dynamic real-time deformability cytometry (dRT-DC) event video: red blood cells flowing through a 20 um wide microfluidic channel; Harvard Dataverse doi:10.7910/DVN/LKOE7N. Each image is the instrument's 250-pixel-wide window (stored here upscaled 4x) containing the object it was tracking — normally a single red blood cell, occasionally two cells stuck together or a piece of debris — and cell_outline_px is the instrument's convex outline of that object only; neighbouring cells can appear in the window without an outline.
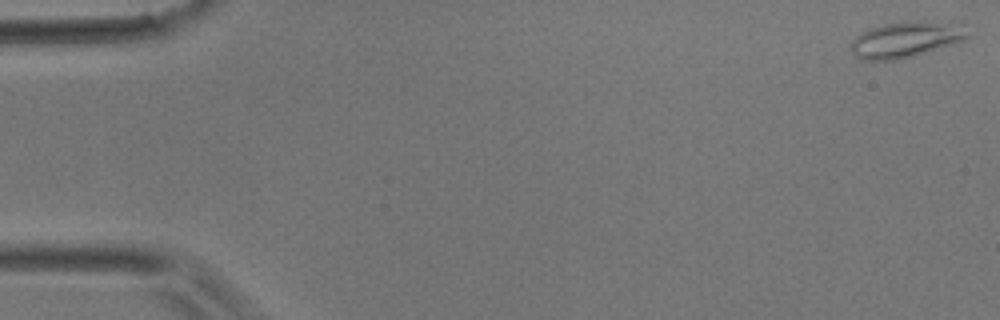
{"species": "common noctule bat (a hibernating species)", "species_latin": "Nyctalus noctula", "temperature_condition": "room temperature", "stored_images_in_passage": 5, "camera_frame_rate_fps": 3000, "um_per_image_px": 0.085, "animal": {"sex": "male", "body_mass_g": 17.9}, "frame": {"image": 1, "passage_image": 1, "time_ms": 0.0, "image_size_px": [1000, 320], "cell_outline_px": [[972, 36], [964, 40], [952, 44], [912, 56], [896, 60], [860, 60], [852, 52], [852, 40], [860, 32], [868, 28], [884, 24], [904, 20], [924, 20], [960, 24]], "centroid_in_image_um": [76.99, 3.33], "position_along_channel_um": 8.0, "area_um2": 24.62}}
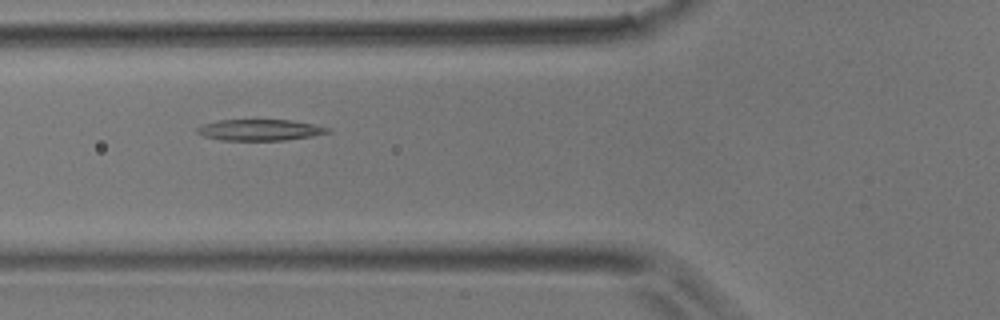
{"frame": {"image": 2, "passage_image": 5, "time_ms": 1.333, "image_size_px": [1000, 320], "cell_outline_px": [[332, 132], [312, 136], [284, 140], [220, 140], [204, 136], [196, 132], [196, 128], [204, 124], [216, 120], [292, 120], [332, 128]], "centroid_in_image_um": [22.11, 11.04], "position_along_channel_um": 103.7, "area_um2": 16.13}}